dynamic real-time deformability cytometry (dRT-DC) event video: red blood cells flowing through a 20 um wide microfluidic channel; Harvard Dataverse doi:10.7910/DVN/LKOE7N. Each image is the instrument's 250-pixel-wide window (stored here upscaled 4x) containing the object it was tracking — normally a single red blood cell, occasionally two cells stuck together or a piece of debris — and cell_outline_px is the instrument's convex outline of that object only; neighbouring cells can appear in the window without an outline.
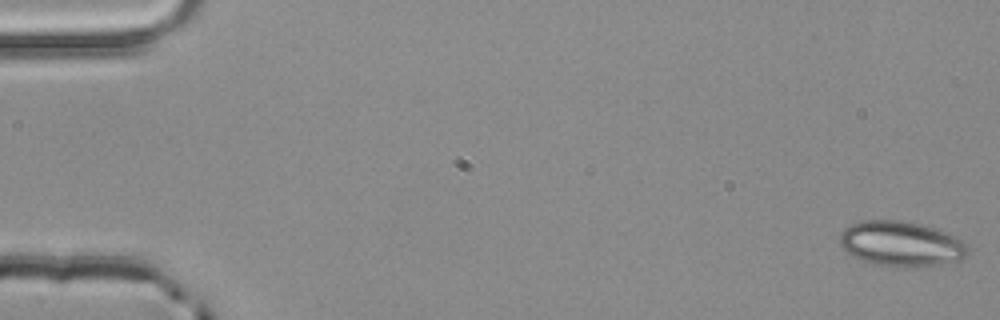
{"species": "common noctule bat (a hibernating species)", "species_latin": "Nyctalus noctula", "temperature_condition": "room temperature", "stored_images_in_passage": 4, "camera_frame_rate_fps": 3000, "um_per_image_px": 0.085, "animal": {"sex": "male", "body_mass_g": 20.4}, "frame": {"image": 1, "passage_image": 1, "time_ms": 0.0, "image_size_px": [1000, 320], "cell_outline_px": [[972, 248], [960, 260], [940, 264], [904, 268], [872, 264], [852, 256], [840, 244], [840, 232], [844, 228], [852, 224], [864, 220], [896, 220], [920, 224], [956, 236], [968, 244]], "centroid_in_image_um": [76.61, 20.74], "position_along_channel_um": 8.4, "area_um2": 33.76}}
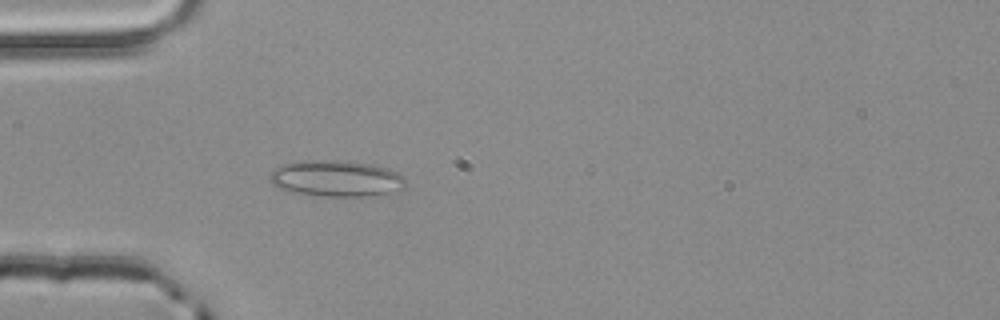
{"frame": {"image": 2, "passage_image": 4, "time_ms": 1.0, "image_size_px": [1000, 320], "cell_outline_px": [[404, 188], [388, 192], [368, 196], [320, 196], [288, 192], [272, 184], [268, 180], [268, 176], [272, 168], [280, 164], [312, 160], [340, 160], [372, 164], [388, 168], [404, 176]], "centroid_in_image_um": [28.5, 15.16], "position_along_channel_um": 56.5, "area_um2": 28.9}}